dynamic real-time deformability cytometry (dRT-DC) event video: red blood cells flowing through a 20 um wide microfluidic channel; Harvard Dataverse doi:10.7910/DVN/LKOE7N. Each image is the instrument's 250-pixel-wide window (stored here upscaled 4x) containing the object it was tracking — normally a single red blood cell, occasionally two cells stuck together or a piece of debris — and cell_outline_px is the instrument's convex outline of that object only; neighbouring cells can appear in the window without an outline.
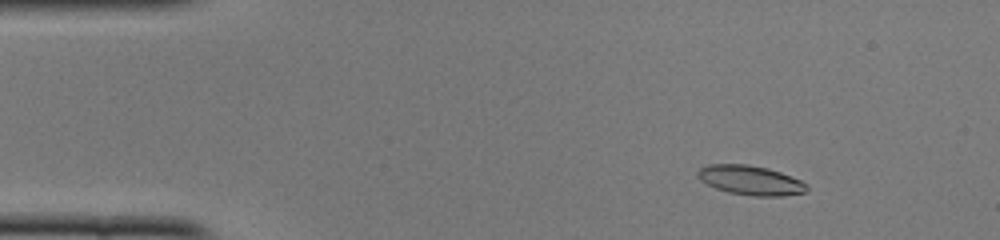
{"species": "common noctule bat (a hibernating species)", "species_latin": "Nyctalus noctula", "temperature_condition": "cold", "stored_images_in_passage": 12, "camera_frame_rate_fps": 3000, "um_per_image_px": 0.085, "animal": {"sex": "female", "body_mass_g": 22.0, "forearm_length_mm": 56.7}, "frame": {"image": 1, "passage_image": 3, "time_ms": 0.667, "image_size_px": [1000, 240], "cell_outline_px": [[808, 188], [804, 192], [784, 196], [752, 196], [728, 192], [716, 188], [700, 180], [696, 176], [696, 172], [700, 168], [708, 164], [748, 164], [768, 168], [780, 172], [800, 180], [808, 184]], "centroid_in_image_um": [63.77, 15.32], "position_along_channel_um": 21.2, "area_um2": 18.79}}